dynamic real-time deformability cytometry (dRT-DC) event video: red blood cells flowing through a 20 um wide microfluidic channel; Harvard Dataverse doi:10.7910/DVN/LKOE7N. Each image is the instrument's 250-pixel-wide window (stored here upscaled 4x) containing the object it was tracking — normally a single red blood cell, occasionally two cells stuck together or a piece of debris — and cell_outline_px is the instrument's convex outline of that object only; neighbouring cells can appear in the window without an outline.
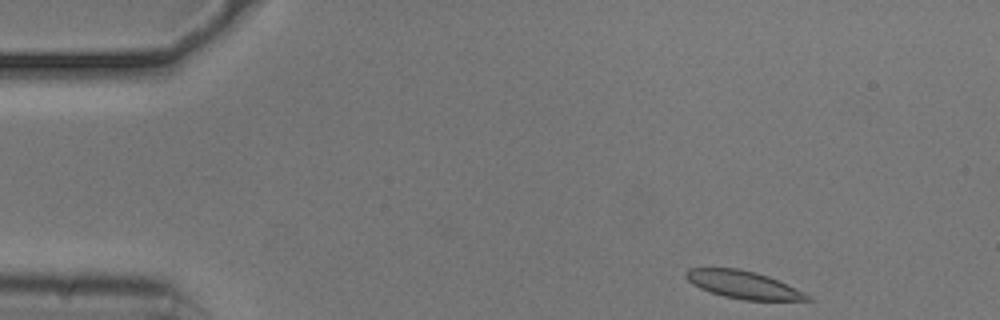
{"species": "common noctule bat (a hibernating species)", "species_latin": "Nyctalus noctula", "temperature_condition": "cold", "stored_images_in_passage": 49, "camera_frame_rate_fps": 3000, "um_per_image_px": 0.085, "animal": {"sex": "male", "body_mass_g": 20.5, "forearm_length_mm": 52.5}, "frame": {"image": 1, "passage_image": 1, "time_ms": 0.0, "image_size_px": [1000, 320], "cell_outline_px": [[812, 300], [744, 300], [724, 296], [700, 288], [692, 284], [684, 276], [684, 272], [688, 268], [740, 268], [756, 272], [768, 276], [804, 292], [812, 296]], "centroid_in_image_um": [63.16, 24.19], "position_along_channel_um": 21.8, "area_um2": 19.48}}
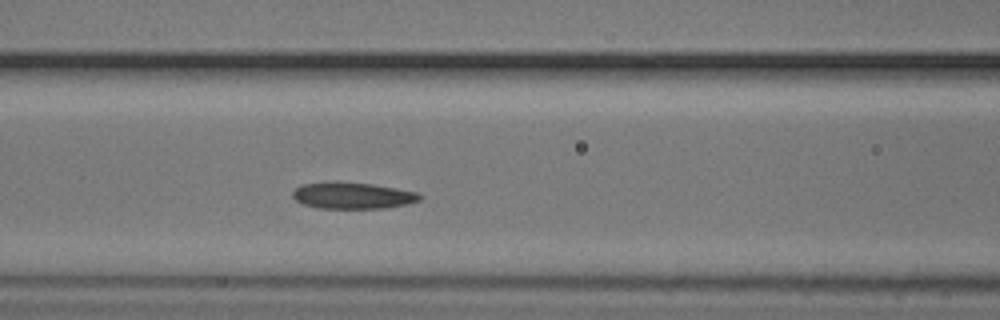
{"frame": {"image": 2, "passage_image": 17, "time_ms": 5.333, "image_size_px": [1000, 320], "cell_outline_px": [[424, 196], [420, 200], [404, 204], [384, 208], [316, 208], [304, 204], [296, 200], [292, 196], [292, 192], [296, 188], [304, 184], [336, 180], [372, 184], [396, 188], [416, 192]], "centroid_in_image_um": [29.95, 16.6], "position_along_channel_um": 136.7, "area_um2": 19.71}}
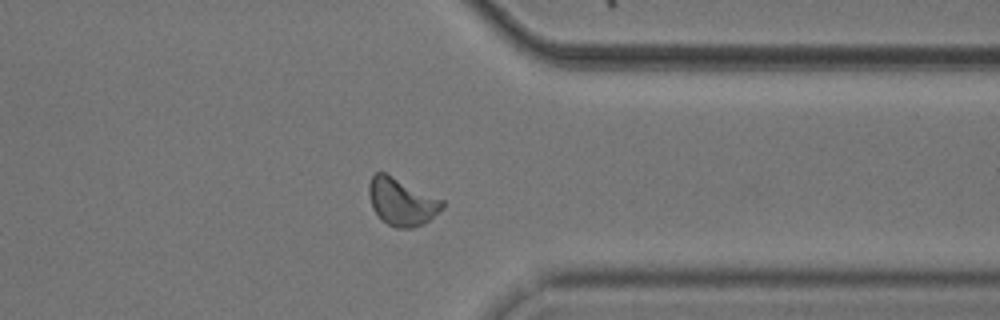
{"frame": {"image": 3, "passage_image": 37, "time_ms": 12.0, "image_size_px": [1000, 320], "cell_outline_px": [[444, 208], [424, 224], [412, 228], [396, 228], [380, 220], [372, 208], [368, 196], [368, 184], [372, 176], [376, 172], [384, 172], [444, 200]], "centroid_in_image_um": [34.13, 17.16], "position_along_channel_um": 377.3, "area_um2": 20.46}, "authors_computed_cell_mechanics": {"area_um2": 19.8832, "velocity_mm_per_s": 3.6819, "shape_relaxation_time_tau1_ms": 4.1223, "shape_relaxation_time_tau2_ms": 3.3147, "deformation_change_tau1": 0.1107, "deformation_change_tau2": 0.1004}}